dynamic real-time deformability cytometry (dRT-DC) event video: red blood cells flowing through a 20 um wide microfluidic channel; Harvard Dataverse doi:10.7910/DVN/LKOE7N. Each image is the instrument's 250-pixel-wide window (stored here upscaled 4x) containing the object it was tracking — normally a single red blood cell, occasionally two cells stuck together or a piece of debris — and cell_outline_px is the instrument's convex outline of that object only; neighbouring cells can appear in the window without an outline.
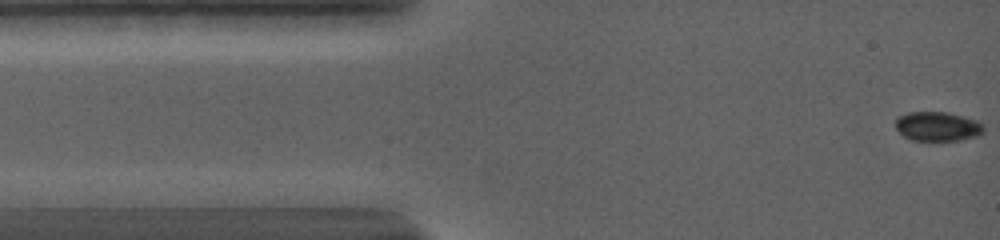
{"species": "common noctule bat (a hibernating species)", "species_latin": "Nyctalus noctula", "temperature_condition": "warm", "stored_images_in_passage": 26, "camera_frame_rate_fps": 5000, "um_per_image_px": 0.085, "animal": {"sex": "female", "body_mass_g": 19.0, "forearm_length_mm": 56.7}, "frame": {"image": 1, "passage_image": 1, "time_ms": 0.0, "image_size_px": [1000, 240], "cell_outline_px": [[984, 132], [976, 136], [960, 140], [912, 140], [904, 136], [896, 128], [896, 120], [900, 116], [908, 112], [948, 112], [976, 120], [984, 128]], "centroid_in_image_um": [79.69, 10.74], "position_along_channel_um": 5.3, "area_um2": 14.85}}
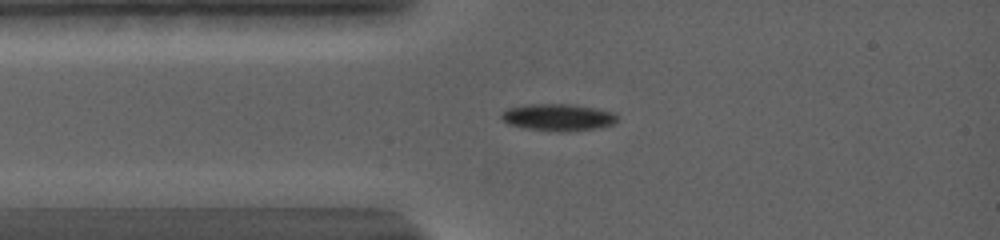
{"frame": {"image": 2, "passage_image": 14, "time_ms": 2.8, "image_size_px": [1000, 240], "cell_outline_px": [[616, 120], [612, 124], [600, 128], [568, 132], [560, 132], [524, 128], [508, 124], [500, 116], [500, 112], [508, 108], [524, 104], [576, 104], [596, 108], [612, 112], [616, 116]], "centroid_in_image_um": [47.4, 9.97], "position_along_channel_um": 37.6, "area_um2": 18.44}}
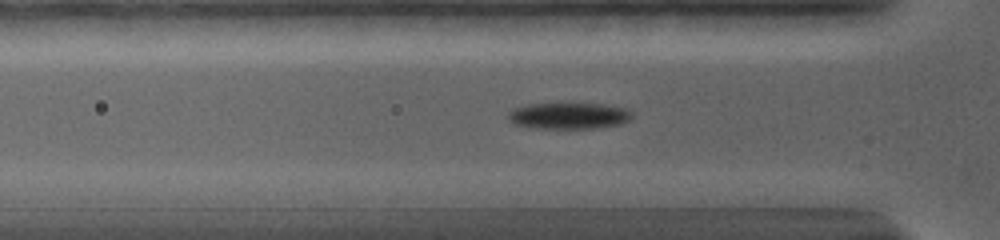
{"frame": {"image": 3, "passage_image": 21, "time_ms": 4.0, "image_size_px": [1000, 240], "cell_outline_px": [[632, 116], [628, 120], [620, 124], [596, 128], [532, 128], [516, 124], [508, 120], [508, 112], [512, 108], [528, 104], [556, 100], [560, 100], [604, 104], [628, 108], [632, 112]], "centroid_in_image_um": [48.31, 9.77], "position_along_channel_um": 77.5, "area_um2": 20.17}}